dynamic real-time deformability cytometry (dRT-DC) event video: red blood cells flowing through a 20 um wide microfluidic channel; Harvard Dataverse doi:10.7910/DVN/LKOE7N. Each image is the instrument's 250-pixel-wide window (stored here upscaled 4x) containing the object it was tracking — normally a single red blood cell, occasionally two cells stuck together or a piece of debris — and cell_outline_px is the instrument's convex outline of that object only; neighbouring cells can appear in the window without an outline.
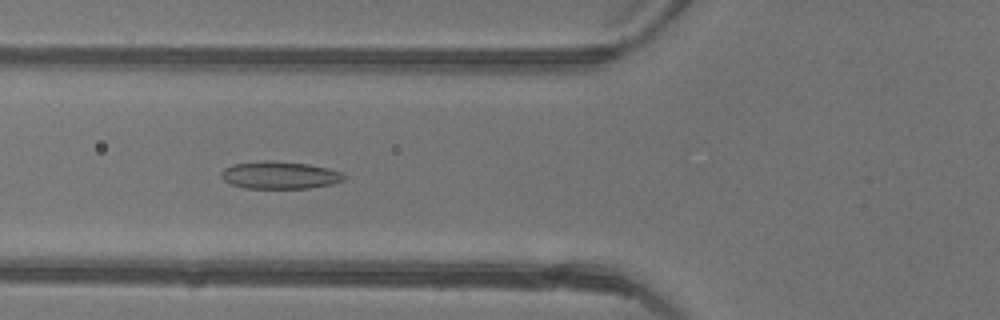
{"species": "common noctule bat (a hibernating species)", "species_latin": "Nyctalus noctula", "temperature_condition": "warm", "stored_images_in_passage": 40, "camera_frame_rate_fps": 3000, "um_per_image_px": 0.085, "animal": {"sex": "female"}, "frame": {"image": 1, "passage_image": 16, "time_ms": 5.0, "image_size_px": [1000, 320], "cell_outline_px": [[348, 176], [344, 180], [332, 184], [308, 188], [244, 188], [232, 184], [224, 180], [220, 176], [220, 172], [224, 168], [232, 164], [264, 160], [272, 160], [308, 164], [328, 168], [344, 172]], "centroid_in_image_um": [23.8, 14.88], "position_along_channel_um": 102.0, "area_um2": 19.88}}
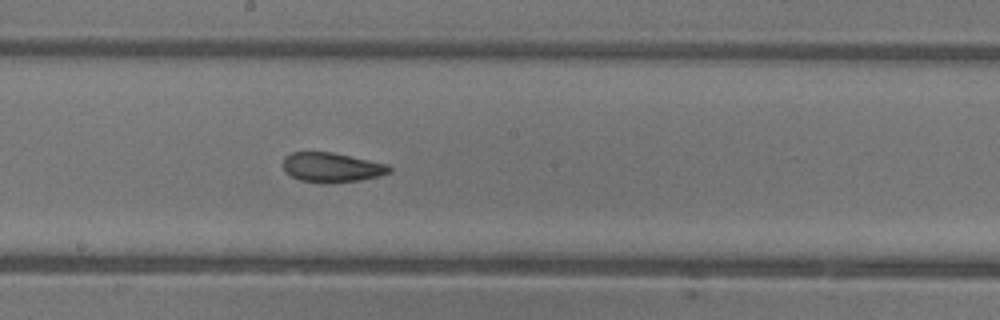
{"frame": {"image": 2, "passage_image": 24, "time_ms": 7.667, "image_size_px": [1000, 320], "cell_outline_px": [[392, 172], [380, 176], [360, 180], [332, 184], [324, 184], [300, 180], [284, 172], [284, 156], [292, 152], [332, 152], [388, 164], [392, 168]], "centroid_in_image_um": [28.21, 14.24], "position_along_channel_um": 220.0, "area_um2": 18.61}}
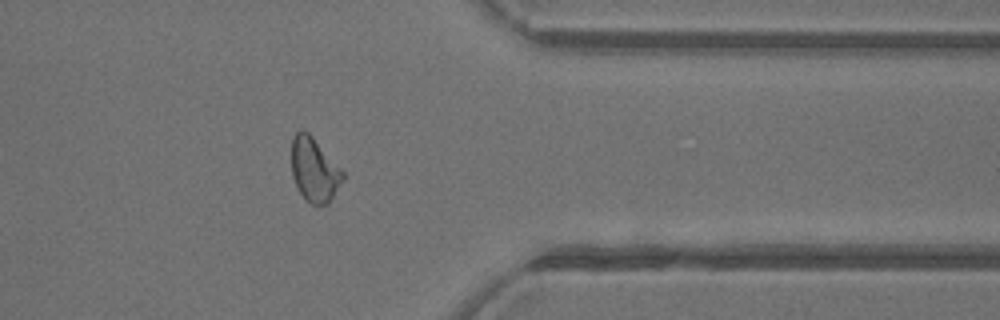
{"frame": {"image": 3, "passage_image": 36, "time_ms": 11.667, "image_size_px": [1000, 320], "cell_outline_px": [[344, 180], [328, 204], [312, 204], [300, 192], [292, 176], [292, 136], [300, 128], [308, 132], [312, 136], [344, 172]], "centroid_in_image_um": [26.72, 14.4], "position_along_channel_um": 384.7, "area_um2": 18.96}, "authors_computed_cell_mechanics": {"area_um2": 19.6231, "velocity_mm_per_s": 4.4078, "shape_relaxation_time_tau1_ms": 7.7187, "shape_relaxation_time_tau2_ms": 1.8704, "deformation_change_tau1": 0.1823, "deformation_change_tau2": 0.0809}}